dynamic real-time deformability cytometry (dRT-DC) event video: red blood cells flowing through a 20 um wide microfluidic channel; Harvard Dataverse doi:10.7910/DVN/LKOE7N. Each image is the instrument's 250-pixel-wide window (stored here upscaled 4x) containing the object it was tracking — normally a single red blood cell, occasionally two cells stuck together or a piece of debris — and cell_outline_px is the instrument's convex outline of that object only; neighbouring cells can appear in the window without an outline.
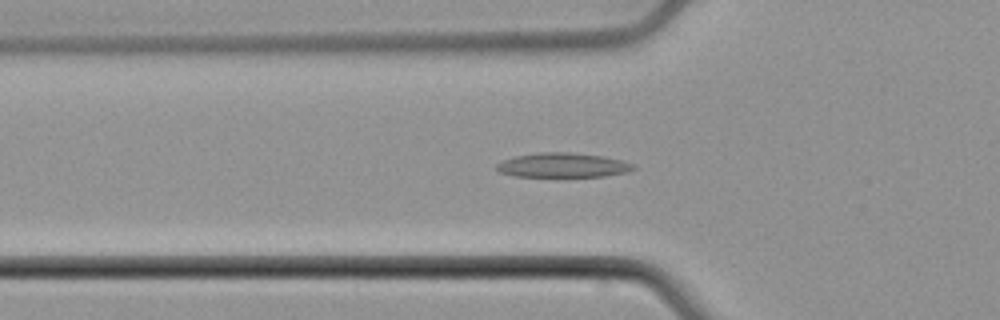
{"species": "common noctule bat (a hibernating species)", "species_latin": "Nyctalus noctula", "temperature_condition": "cold", "stored_images_in_passage": 42, "camera_frame_rate_fps": 3000, "um_per_image_px": 0.085, "animal": {"sex": "male", "body_mass_g": 21.5, "forearm_length_mm": 52.0}, "frame": {"image": 1, "passage_image": 16, "time_ms": 5.0, "image_size_px": [1000, 320], "cell_outline_px": [[636, 168], [628, 172], [604, 176], [516, 176], [500, 172], [496, 168], [496, 164], [500, 160], [516, 156], [540, 152], [572, 152], [604, 156], [620, 160], [632, 164]], "centroid_in_image_um": [47.82, 14.03], "position_along_channel_um": 78.0, "area_um2": 19.42}}
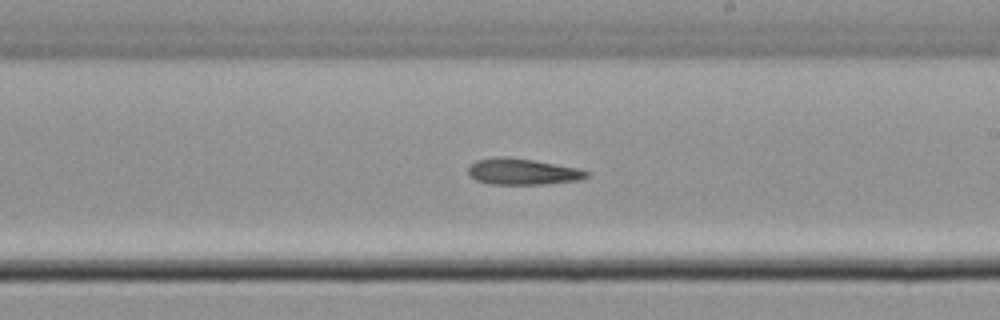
{"frame": {"image": 2, "passage_image": 28, "time_ms": 9.0, "image_size_px": [1000, 320], "cell_outline_px": [[588, 176], [580, 180], [544, 184], [488, 184], [476, 180], [468, 176], [468, 168], [476, 160], [500, 156], [504, 156], [532, 160], [576, 168], [588, 172]], "centroid_in_image_um": [44.36, 14.6], "position_along_channel_um": 244.6, "area_um2": 17.92}}
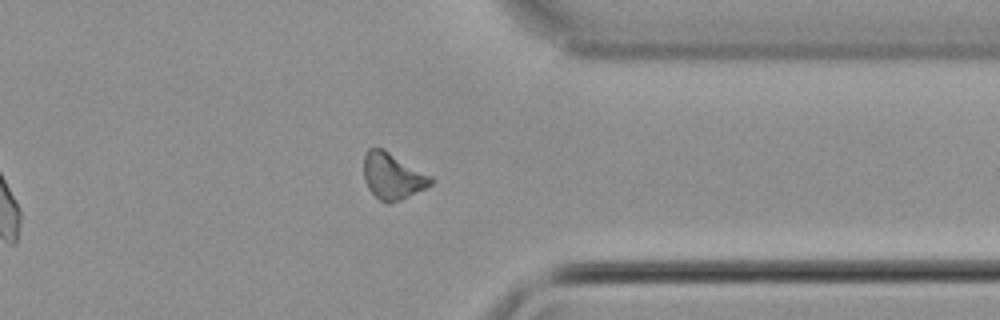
{"frame": {"image": 3, "passage_image": 38, "time_ms": 12.333, "image_size_px": [1000, 320], "cell_outline_px": [[436, 180], [432, 184], [400, 200], [388, 204], [384, 204], [368, 188], [364, 180], [364, 152], [368, 148], [380, 148], [388, 152], [432, 176]], "centroid_in_image_um": [33.36, 14.98], "position_along_channel_um": 378.0, "area_um2": 17.92}}